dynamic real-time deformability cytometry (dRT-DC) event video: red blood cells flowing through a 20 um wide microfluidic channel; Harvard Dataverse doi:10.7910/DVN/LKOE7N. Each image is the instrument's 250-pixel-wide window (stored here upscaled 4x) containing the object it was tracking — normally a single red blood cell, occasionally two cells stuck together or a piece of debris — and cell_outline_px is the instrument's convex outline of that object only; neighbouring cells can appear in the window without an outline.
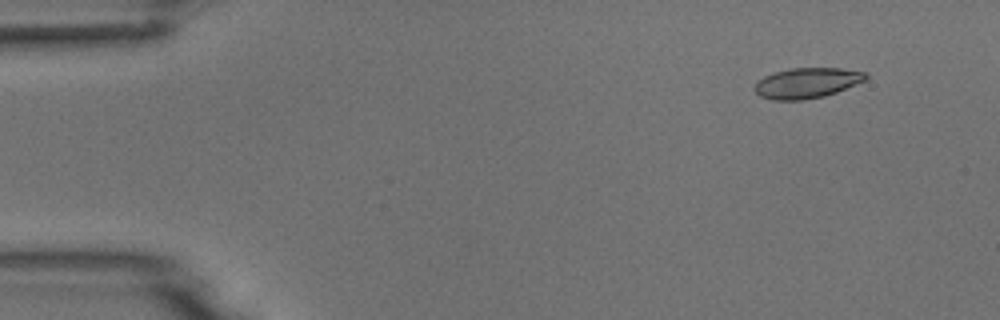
{"species": "common noctule bat (a hibernating species)", "species_latin": "Nyctalus noctula", "temperature_condition": "room temperature", "stored_images_in_passage": 5, "camera_frame_rate_fps": 3000, "um_per_image_px": 0.085, "animal": {"sex": "male", "body_mass_g": 18.8}, "frame": {"image": 1, "passage_image": 1, "time_ms": 0.0, "image_size_px": [1000, 320], "cell_outline_px": [[868, 76], [864, 80], [836, 92], [824, 96], [804, 100], [772, 100], [760, 96], [752, 88], [764, 76], [772, 72], [792, 68], [840, 68], [868, 72]], "centroid_in_image_um": [68.56, 7.05], "position_along_channel_um": 16.4, "area_um2": 19.65}}
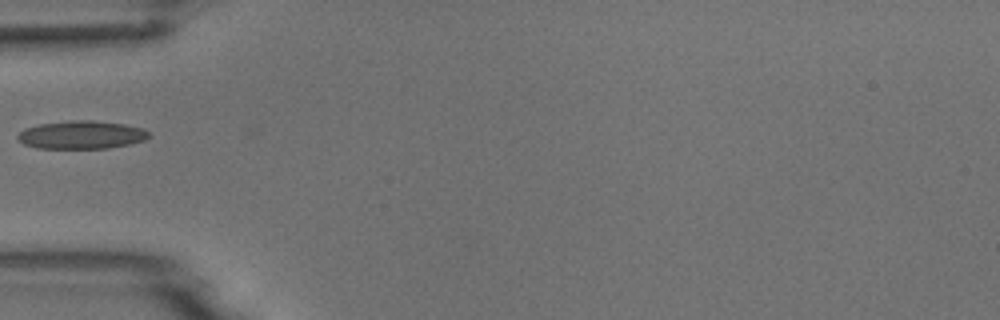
{"frame": {"image": 2, "passage_image": 4, "time_ms": 4.333, "image_size_px": [1000, 320], "cell_outline_px": [[152, 136], [144, 140], [128, 144], [108, 148], [36, 148], [24, 144], [16, 136], [24, 128], [40, 124], [72, 120], [92, 120], [124, 124], [144, 128]], "centroid_in_image_um": [6.94, 11.46], "position_along_channel_um": 78.1, "area_um2": 21.44}}